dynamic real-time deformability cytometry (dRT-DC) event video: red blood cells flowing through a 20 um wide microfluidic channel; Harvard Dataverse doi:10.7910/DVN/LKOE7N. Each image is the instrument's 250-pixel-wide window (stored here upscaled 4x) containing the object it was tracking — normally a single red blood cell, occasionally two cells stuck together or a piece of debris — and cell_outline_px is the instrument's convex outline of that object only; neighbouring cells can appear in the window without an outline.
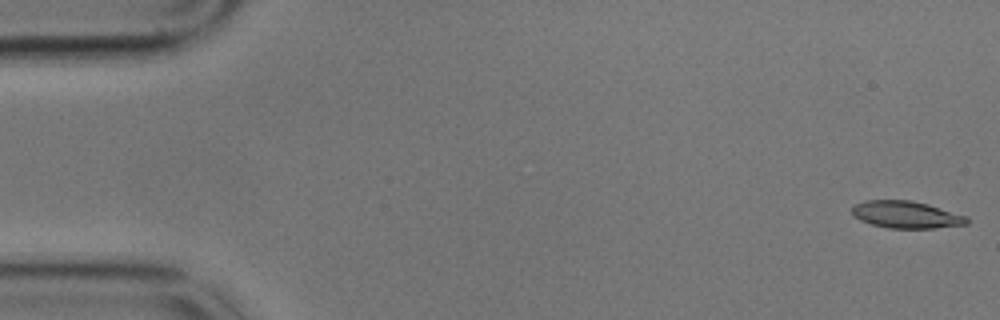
{"species": "common noctule bat (a hibernating species)", "species_latin": "Nyctalus noctula", "temperature_condition": "cold", "stored_images_in_passage": 58, "camera_frame_rate_fps": 3000, "um_per_image_px": 0.085, "animal": {"sex": "male", "body_mass_g": 17.9}, "frame": {"image": 1, "passage_image": 1, "time_ms": 0.0, "image_size_px": [1000, 320], "cell_outline_px": [[968, 224], [932, 228], [888, 228], [872, 224], [860, 220], [852, 216], [852, 204], [864, 200], [908, 200], [928, 204], [968, 216]], "centroid_in_image_um": [76.99, 18.24], "position_along_channel_um": 8.0, "area_um2": 18.26}}
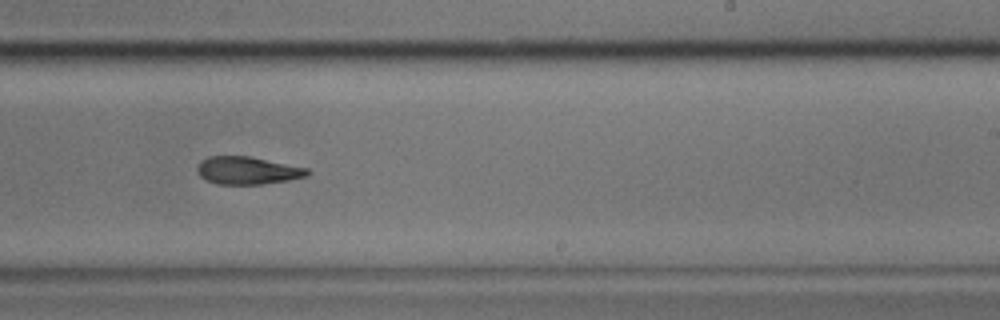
{"frame": {"image": 2, "passage_image": 35, "time_ms": 11.333, "image_size_px": [1000, 320], "cell_outline_px": [[312, 172], [308, 176], [288, 180], [260, 184], [216, 184], [204, 180], [196, 172], [196, 168], [200, 160], [208, 156], [252, 156], [308, 168]], "centroid_in_image_um": [21.02, 14.48], "position_along_channel_um": 268.0, "area_um2": 18.09}}
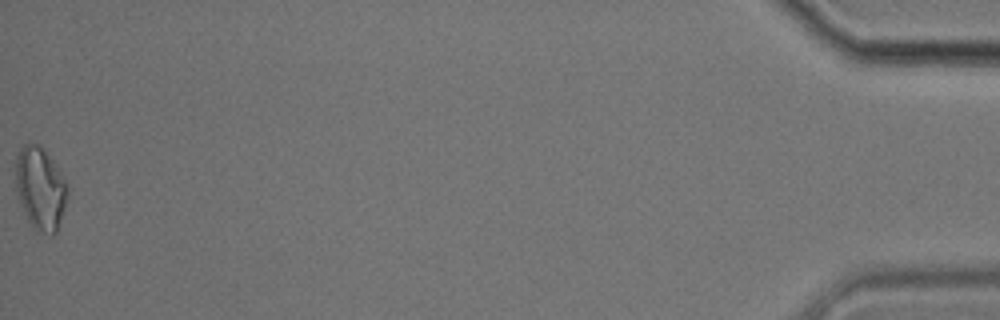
{"frame": {"image": 3, "passage_image": 58, "time_ms": 19.0, "image_size_px": [1000, 320], "cell_outline_px": [[68, 200], [56, 232], [52, 236], [36, 232], [32, 228], [20, 204], [16, 192], [16, 156], [20, 148], [28, 140], [40, 144], [52, 160], [68, 184]], "centroid_in_image_um": [3.43, 16.02], "position_along_channel_um": 431.8, "area_um2": 25.55}}